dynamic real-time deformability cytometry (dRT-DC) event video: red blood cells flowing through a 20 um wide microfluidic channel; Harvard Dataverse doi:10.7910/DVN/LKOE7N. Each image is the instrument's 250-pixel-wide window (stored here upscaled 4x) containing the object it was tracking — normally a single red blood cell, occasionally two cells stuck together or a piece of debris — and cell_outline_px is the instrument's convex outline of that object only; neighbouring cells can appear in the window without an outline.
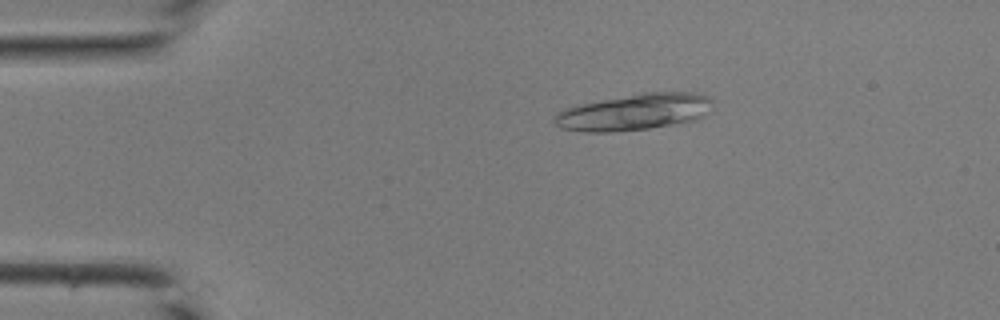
{"species": "common noctule bat (a hibernating species)", "species_latin": "Nyctalus noctula", "temperature_condition": "room temperature", "stored_images_in_passage": 41, "segment_of_instrument_passage": [1, 2], "camera_frame_rate_fps": 3000, "um_per_image_px": 0.085, "animal": {"sex": "male", "body_mass_g": 19.0, "forearm_length_mm": 50.8}, "frame": {"image": 1, "passage_image": 8, "time_ms": 2.333, "image_size_px": [1000, 320], "cell_outline_px": [[712, 100], [704, 116], [696, 120], [648, 128], [612, 132], [580, 132], [560, 128], [552, 120], [556, 112], [564, 108], [576, 104], [644, 92], [696, 92], [708, 96]], "centroid_in_image_um": [53.84, 9.52], "position_along_channel_um": 31.2, "area_um2": 33.76}}